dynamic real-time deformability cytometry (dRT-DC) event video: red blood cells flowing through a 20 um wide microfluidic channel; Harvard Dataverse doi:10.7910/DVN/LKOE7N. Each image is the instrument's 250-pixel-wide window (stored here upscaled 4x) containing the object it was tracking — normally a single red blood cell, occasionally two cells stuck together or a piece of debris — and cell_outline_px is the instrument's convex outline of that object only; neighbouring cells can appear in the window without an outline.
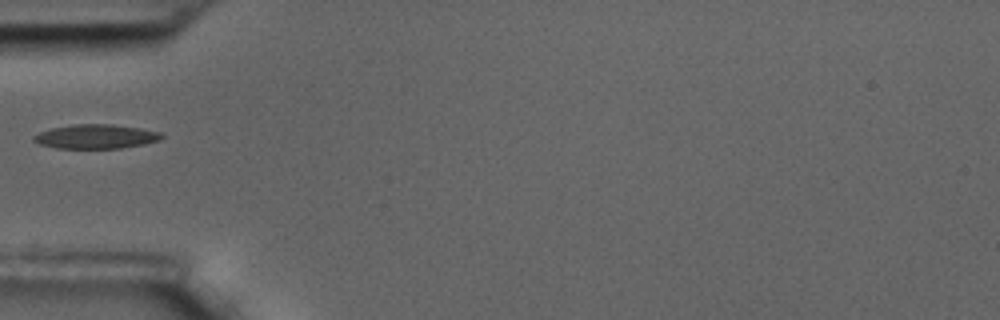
{"species": "common noctule bat (a hibernating species)", "species_latin": "Nyctalus noctula", "temperature_condition": "room temperature", "stored_images_in_passage": 40, "camera_frame_rate_fps": 3000, "um_per_image_px": 0.085, "animal": {"sex": "male", "body_mass_g": 17.5, "forearm_length_mm": 52.3}, "frame": {"image": 1, "passage_image": 1, "time_ms": 0.0, "image_size_px": [1000, 320], "cell_outline_px": [[164, 136], [160, 140], [144, 144], [120, 148], [56, 148], [40, 144], [32, 140], [32, 136], [48, 128], [72, 124], [112, 124], [140, 128], [160, 132]], "centroid_in_image_um": [8.12, 11.59], "position_along_channel_um": 76.9, "area_um2": 18.15}}
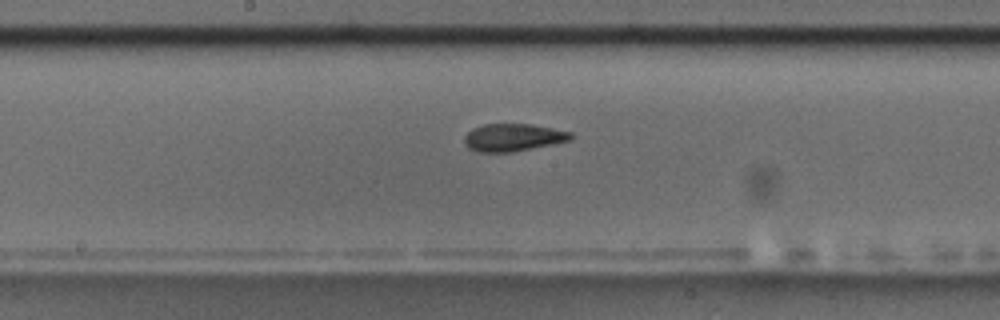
{"frame": {"image": 2, "passage_image": 12, "time_ms": 3.667, "image_size_px": [1000, 320], "cell_outline_px": [[572, 140], [512, 152], [480, 152], [468, 148], [464, 144], [464, 136], [472, 128], [484, 124], [532, 124], [572, 132]], "centroid_in_image_um": [43.59, 11.68], "position_along_channel_um": 204.6, "area_um2": 17.11}}
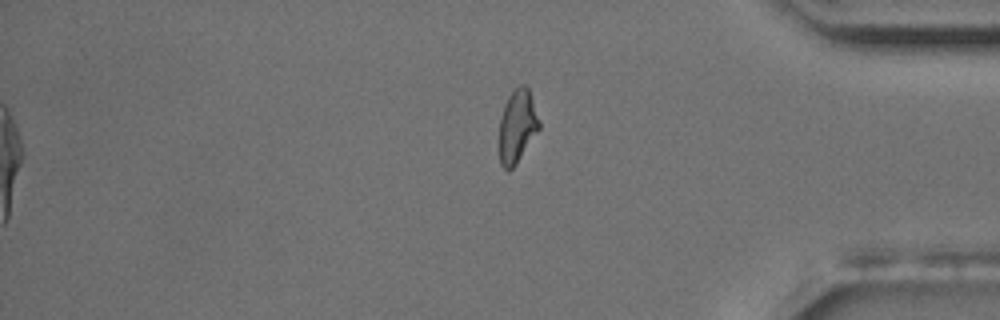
{"frame": {"image": 3, "passage_image": 30, "time_ms": 9.667, "image_size_px": [1000, 320], "cell_outline_px": [[540, 128], [516, 164], [508, 172], [500, 164], [500, 116], [504, 104], [508, 96], [520, 84], [524, 84], [528, 88], [540, 120]], "centroid_in_image_um": [43.97, 10.72], "position_along_channel_um": 391.2, "area_um2": 16.94}}